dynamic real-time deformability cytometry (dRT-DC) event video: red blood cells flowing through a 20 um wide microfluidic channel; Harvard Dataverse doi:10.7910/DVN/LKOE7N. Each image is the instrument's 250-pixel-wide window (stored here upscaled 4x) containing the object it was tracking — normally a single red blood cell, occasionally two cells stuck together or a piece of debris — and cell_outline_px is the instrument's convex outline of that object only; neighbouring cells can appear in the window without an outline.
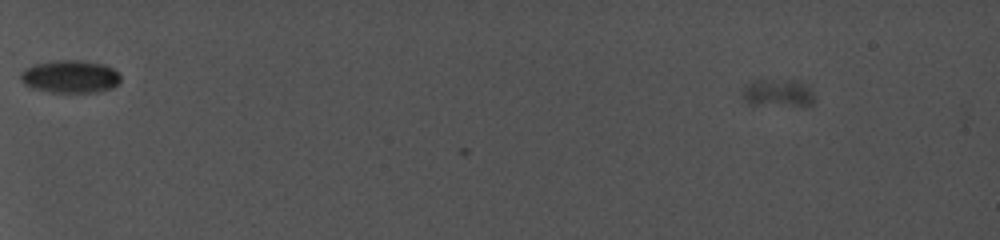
{"species": "common noctule bat (a hibernating species)", "species_latin": "Nyctalus noctula", "temperature_condition": "cold", "stored_images_in_passage": 2, "camera_frame_rate_fps": 5000, "um_per_image_px": 0.085, "animal": {"sex": "female", "body_mass_g": 19.0, "forearm_length_mm": 56.7}, "frame": {"image": 1, "passage_image": 2, "time_ms": 0.4, "image_size_px": [1000, 240], "cell_outline_px": [[816, 104], [804, 108], [744, 104], [740, 92], [752, 80], [792, 80], [808, 84], [816, 96]], "centroid_in_image_um": [66.19, 7.97], "position_along_channel_um": 18.8, "area_um2": 12.72}}